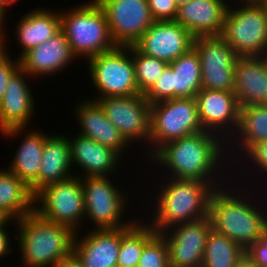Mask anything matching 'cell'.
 <instances>
[{
    "label": "cell",
    "mask_w": 267,
    "mask_h": 267,
    "mask_svg": "<svg viewBox=\"0 0 267 267\" xmlns=\"http://www.w3.org/2000/svg\"><path fill=\"white\" fill-rule=\"evenodd\" d=\"M226 146L218 135L202 131L166 143L148 161L163 166L164 171H168V178L197 179L217 188L227 183L224 180L226 172L221 169L229 165ZM221 177L224 182L220 181Z\"/></svg>",
    "instance_id": "cell-1"
},
{
    "label": "cell",
    "mask_w": 267,
    "mask_h": 267,
    "mask_svg": "<svg viewBox=\"0 0 267 267\" xmlns=\"http://www.w3.org/2000/svg\"><path fill=\"white\" fill-rule=\"evenodd\" d=\"M230 185L235 186L233 183H226L212 191L209 199V217L215 231L226 235L246 249L255 243L266 229L267 208L264 213V206L255 205L256 200H252L251 194L245 196L241 190L237 193L236 186L233 189Z\"/></svg>",
    "instance_id": "cell-2"
},
{
    "label": "cell",
    "mask_w": 267,
    "mask_h": 267,
    "mask_svg": "<svg viewBox=\"0 0 267 267\" xmlns=\"http://www.w3.org/2000/svg\"><path fill=\"white\" fill-rule=\"evenodd\" d=\"M23 267H55L73 253L75 231L33 210L15 223Z\"/></svg>",
    "instance_id": "cell-3"
},
{
    "label": "cell",
    "mask_w": 267,
    "mask_h": 267,
    "mask_svg": "<svg viewBox=\"0 0 267 267\" xmlns=\"http://www.w3.org/2000/svg\"><path fill=\"white\" fill-rule=\"evenodd\" d=\"M161 184L157 194L152 221L156 233L176 224L191 222L209 216V199L215 189L210 183L197 179H169ZM169 180V181H168Z\"/></svg>",
    "instance_id": "cell-4"
},
{
    "label": "cell",
    "mask_w": 267,
    "mask_h": 267,
    "mask_svg": "<svg viewBox=\"0 0 267 267\" xmlns=\"http://www.w3.org/2000/svg\"><path fill=\"white\" fill-rule=\"evenodd\" d=\"M60 18L61 30L77 59L82 57L88 60L116 47L110 36L105 12L96 0L61 10Z\"/></svg>",
    "instance_id": "cell-5"
},
{
    "label": "cell",
    "mask_w": 267,
    "mask_h": 267,
    "mask_svg": "<svg viewBox=\"0 0 267 267\" xmlns=\"http://www.w3.org/2000/svg\"><path fill=\"white\" fill-rule=\"evenodd\" d=\"M227 8L220 36L239 57L267 56V13L259 2ZM244 4V5H243Z\"/></svg>",
    "instance_id": "cell-6"
},
{
    "label": "cell",
    "mask_w": 267,
    "mask_h": 267,
    "mask_svg": "<svg viewBox=\"0 0 267 267\" xmlns=\"http://www.w3.org/2000/svg\"><path fill=\"white\" fill-rule=\"evenodd\" d=\"M149 158L168 142L204 131L196 97L173 98L151 105ZM152 145V146H151Z\"/></svg>",
    "instance_id": "cell-7"
},
{
    "label": "cell",
    "mask_w": 267,
    "mask_h": 267,
    "mask_svg": "<svg viewBox=\"0 0 267 267\" xmlns=\"http://www.w3.org/2000/svg\"><path fill=\"white\" fill-rule=\"evenodd\" d=\"M87 62L91 82L99 92V96L91 100L140 94L135 80L131 46H116L111 51L90 57Z\"/></svg>",
    "instance_id": "cell-8"
},
{
    "label": "cell",
    "mask_w": 267,
    "mask_h": 267,
    "mask_svg": "<svg viewBox=\"0 0 267 267\" xmlns=\"http://www.w3.org/2000/svg\"><path fill=\"white\" fill-rule=\"evenodd\" d=\"M109 178L110 176L81 177L85 219L88 218L94 224L92 229L95 230L124 228L135 220H121L128 207V198L124 191H120L122 188L113 184Z\"/></svg>",
    "instance_id": "cell-9"
},
{
    "label": "cell",
    "mask_w": 267,
    "mask_h": 267,
    "mask_svg": "<svg viewBox=\"0 0 267 267\" xmlns=\"http://www.w3.org/2000/svg\"><path fill=\"white\" fill-rule=\"evenodd\" d=\"M34 202V210L43 218L68 226L75 232L82 227L85 201L80 176L44 187L35 195Z\"/></svg>",
    "instance_id": "cell-10"
},
{
    "label": "cell",
    "mask_w": 267,
    "mask_h": 267,
    "mask_svg": "<svg viewBox=\"0 0 267 267\" xmlns=\"http://www.w3.org/2000/svg\"><path fill=\"white\" fill-rule=\"evenodd\" d=\"M193 47L200 56L202 89L234 92L235 63L239 57L220 36L195 37Z\"/></svg>",
    "instance_id": "cell-11"
},
{
    "label": "cell",
    "mask_w": 267,
    "mask_h": 267,
    "mask_svg": "<svg viewBox=\"0 0 267 267\" xmlns=\"http://www.w3.org/2000/svg\"><path fill=\"white\" fill-rule=\"evenodd\" d=\"M104 10L116 46H134L154 22L148 0H96Z\"/></svg>",
    "instance_id": "cell-12"
},
{
    "label": "cell",
    "mask_w": 267,
    "mask_h": 267,
    "mask_svg": "<svg viewBox=\"0 0 267 267\" xmlns=\"http://www.w3.org/2000/svg\"><path fill=\"white\" fill-rule=\"evenodd\" d=\"M109 121L120 131L129 144L149 143L151 105L143 94L104 97L96 100ZM143 142H142V141Z\"/></svg>",
    "instance_id": "cell-13"
},
{
    "label": "cell",
    "mask_w": 267,
    "mask_h": 267,
    "mask_svg": "<svg viewBox=\"0 0 267 267\" xmlns=\"http://www.w3.org/2000/svg\"><path fill=\"white\" fill-rule=\"evenodd\" d=\"M210 217L176 224L160 234L167 242L170 267H202Z\"/></svg>",
    "instance_id": "cell-14"
},
{
    "label": "cell",
    "mask_w": 267,
    "mask_h": 267,
    "mask_svg": "<svg viewBox=\"0 0 267 267\" xmlns=\"http://www.w3.org/2000/svg\"><path fill=\"white\" fill-rule=\"evenodd\" d=\"M196 100L203 130L221 136L226 143L230 141L237 131L240 117V105L234 92L201 89Z\"/></svg>",
    "instance_id": "cell-15"
},
{
    "label": "cell",
    "mask_w": 267,
    "mask_h": 267,
    "mask_svg": "<svg viewBox=\"0 0 267 267\" xmlns=\"http://www.w3.org/2000/svg\"><path fill=\"white\" fill-rule=\"evenodd\" d=\"M195 37L180 23L154 21L134 45L141 53L173 62L193 47Z\"/></svg>",
    "instance_id": "cell-16"
},
{
    "label": "cell",
    "mask_w": 267,
    "mask_h": 267,
    "mask_svg": "<svg viewBox=\"0 0 267 267\" xmlns=\"http://www.w3.org/2000/svg\"><path fill=\"white\" fill-rule=\"evenodd\" d=\"M136 221L138 219L129 226L119 229H91L81 238L76 232L73 253L84 267H116L121 237Z\"/></svg>",
    "instance_id": "cell-17"
},
{
    "label": "cell",
    "mask_w": 267,
    "mask_h": 267,
    "mask_svg": "<svg viewBox=\"0 0 267 267\" xmlns=\"http://www.w3.org/2000/svg\"><path fill=\"white\" fill-rule=\"evenodd\" d=\"M27 76L30 78L20 67L8 81L0 102V133L12 128H27L31 124L36 107Z\"/></svg>",
    "instance_id": "cell-18"
},
{
    "label": "cell",
    "mask_w": 267,
    "mask_h": 267,
    "mask_svg": "<svg viewBox=\"0 0 267 267\" xmlns=\"http://www.w3.org/2000/svg\"><path fill=\"white\" fill-rule=\"evenodd\" d=\"M76 58L64 32L60 30L44 43L29 50L19 60L20 67L30 77L37 78L56 75L70 63H74Z\"/></svg>",
    "instance_id": "cell-19"
},
{
    "label": "cell",
    "mask_w": 267,
    "mask_h": 267,
    "mask_svg": "<svg viewBox=\"0 0 267 267\" xmlns=\"http://www.w3.org/2000/svg\"><path fill=\"white\" fill-rule=\"evenodd\" d=\"M26 130L27 128H12L1 134L6 138L12 137L14 139V137L23 132H27L19 147L17 146L16 154H14L13 160L10 161L11 164L7 166V169L21 179L35 196L37 194V177L42 159L43 145L50 135H45L41 130Z\"/></svg>",
    "instance_id": "cell-20"
},
{
    "label": "cell",
    "mask_w": 267,
    "mask_h": 267,
    "mask_svg": "<svg viewBox=\"0 0 267 267\" xmlns=\"http://www.w3.org/2000/svg\"><path fill=\"white\" fill-rule=\"evenodd\" d=\"M68 140L72 165L79 166L84 174L75 173V176H110L118 169L121 156L111 148L80 133Z\"/></svg>",
    "instance_id": "cell-21"
},
{
    "label": "cell",
    "mask_w": 267,
    "mask_h": 267,
    "mask_svg": "<svg viewBox=\"0 0 267 267\" xmlns=\"http://www.w3.org/2000/svg\"><path fill=\"white\" fill-rule=\"evenodd\" d=\"M234 94L240 107L267 105V56L237 58Z\"/></svg>",
    "instance_id": "cell-22"
},
{
    "label": "cell",
    "mask_w": 267,
    "mask_h": 267,
    "mask_svg": "<svg viewBox=\"0 0 267 267\" xmlns=\"http://www.w3.org/2000/svg\"><path fill=\"white\" fill-rule=\"evenodd\" d=\"M228 1L190 0L178 7L175 21L194 37L218 36L222 32Z\"/></svg>",
    "instance_id": "cell-23"
},
{
    "label": "cell",
    "mask_w": 267,
    "mask_h": 267,
    "mask_svg": "<svg viewBox=\"0 0 267 267\" xmlns=\"http://www.w3.org/2000/svg\"><path fill=\"white\" fill-rule=\"evenodd\" d=\"M80 102L75 109L81 127L80 134L92 138L122 156L124 149L130 144L109 121L99 103L91 98Z\"/></svg>",
    "instance_id": "cell-24"
},
{
    "label": "cell",
    "mask_w": 267,
    "mask_h": 267,
    "mask_svg": "<svg viewBox=\"0 0 267 267\" xmlns=\"http://www.w3.org/2000/svg\"><path fill=\"white\" fill-rule=\"evenodd\" d=\"M71 153L68 136L50 135L43 145L42 159L37 177V193L44 187L67 180L71 174Z\"/></svg>",
    "instance_id": "cell-25"
},
{
    "label": "cell",
    "mask_w": 267,
    "mask_h": 267,
    "mask_svg": "<svg viewBox=\"0 0 267 267\" xmlns=\"http://www.w3.org/2000/svg\"><path fill=\"white\" fill-rule=\"evenodd\" d=\"M61 30L60 11L40 7L31 10L19 19L16 33L17 43L21 46L20 59L29 50L44 43Z\"/></svg>",
    "instance_id": "cell-26"
},
{
    "label": "cell",
    "mask_w": 267,
    "mask_h": 267,
    "mask_svg": "<svg viewBox=\"0 0 267 267\" xmlns=\"http://www.w3.org/2000/svg\"><path fill=\"white\" fill-rule=\"evenodd\" d=\"M30 188L8 169L0 170V210L10 219L19 220L34 210Z\"/></svg>",
    "instance_id": "cell-27"
},
{
    "label": "cell",
    "mask_w": 267,
    "mask_h": 267,
    "mask_svg": "<svg viewBox=\"0 0 267 267\" xmlns=\"http://www.w3.org/2000/svg\"><path fill=\"white\" fill-rule=\"evenodd\" d=\"M260 141H267V105L240 107L239 125L234 137L227 142V149L229 150L227 155L232 154L229 149L230 146H233L231 148L235 151L238 145L239 150L235 152L241 151L238 157V160L241 161L239 158L242 151L245 153L253 143ZM234 142L235 144H233ZM228 143L232 145H228ZM234 147L236 148L234 149Z\"/></svg>",
    "instance_id": "cell-28"
},
{
    "label": "cell",
    "mask_w": 267,
    "mask_h": 267,
    "mask_svg": "<svg viewBox=\"0 0 267 267\" xmlns=\"http://www.w3.org/2000/svg\"><path fill=\"white\" fill-rule=\"evenodd\" d=\"M172 67V99L196 97L202 89L200 56L192 47L169 63Z\"/></svg>",
    "instance_id": "cell-29"
},
{
    "label": "cell",
    "mask_w": 267,
    "mask_h": 267,
    "mask_svg": "<svg viewBox=\"0 0 267 267\" xmlns=\"http://www.w3.org/2000/svg\"><path fill=\"white\" fill-rule=\"evenodd\" d=\"M245 257V249L213 228L208 234L202 267H236Z\"/></svg>",
    "instance_id": "cell-30"
},
{
    "label": "cell",
    "mask_w": 267,
    "mask_h": 267,
    "mask_svg": "<svg viewBox=\"0 0 267 267\" xmlns=\"http://www.w3.org/2000/svg\"><path fill=\"white\" fill-rule=\"evenodd\" d=\"M138 219L121 237L117 265L137 267L144 246L157 234L151 225Z\"/></svg>",
    "instance_id": "cell-31"
},
{
    "label": "cell",
    "mask_w": 267,
    "mask_h": 267,
    "mask_svg": "<svg viewBox=\"0 0 267 267\" xmlns=\"http://www.w3.org/2000/svg\"><path fill=\"white\" fill-rule=\"evenodd\" d=\"M131 55L135 66V80L140 94L145 95L162 76L167 62L141 53L131 46Z\"/></svg>",
    "instance_id": "cell-32"
},
{
    "label": "cell",
    "mask_w": 267,
    "mask_h": 267,
    "mask_svg": "<svg viewBox=\"0 0 267 267\" xmlns=\"http://www.w3.org/2000/svg\"><path fill=\"white\" fill-rule=\"evenodd\" d=\"M137 267H170L168 245L160 233L144 246Z\"/></svg>",
    "instance_id": "cell-33"
},
{
    "label": "cell",
    "mask_w": 267,
    "mask_h": 267,
    "mask_svg": "<svg viewBox=\"0 0 267 267\" xmlns=\"http://www.w3.org/2000/svg\"><path fill=\"white\" fill-rule=\"evenodd\" d=\"M172 67L168 64L162 76L153 87L144 95L150 105L172 99Z\"/></svg>",
    "instance_id": "cell-34"
},
{
    "label": "cell",
    "mask_w": 267,
    "mask_h": 267,
    "mask_svg": "<svg viewBox=\"0 0 267 267\" xmlns=\"http://www.w3.org/2000/svg\"><path fill=\"white\" fill-rule=\"evenodd\" d=\"M245 152L246 153L242 154H245L246 160H249V162H246L247 164L249 163L248 169L251 168V165L253 166V168H251L253 171L258 167L257 169L260 170H257V173L260 174V172H264V174H266L265 177H267V141L253 143Z\"/></svg>",
    "instance_id": "cell-35"
},
{
    "label": "cell",
    "mask_w": 267,
    "mask_h": 267,
    "mask_svg": "<svg viewBox=\"0 0 267 267\" xmlns=\"http://www.w3.org/2000/svg\"><path fill=\"white\" fill-rule=\"evenodd\" d=\"M148 7L154 21H174L178 12L174 0H148Z\"/></svg>",
    "instance_id": "cell-36"
},
{
    "label": "cell",
    "mask_w": 267,
    "mask_h": 267,
    "mask_svg": "<svg viewBox=\"0 0 267 267\" xmlns=\"http://www.w3.org/2000/svg\"><path fill=\"white\" fill-rule=\"evenodd\" d=\"M245 256L257 267L267 262V227L259 235L256 242L245 249Z\"/></svg>",
    "instance_id": "cell-37"
},
{
    "label": "cell",
    "mask_w": 267,
    "mask_h": 267,
    "mask_svg": "<svg viewBox=\"0 0 267 267\" xmlns=\"http://www.w3.org/2000/svg\"><path fill=\"white\" fill-rule=\"evenodd\" d=\"M20 68V60L10 58L8 55L3 61L0 62V102L5 94L8 81L10 77Z\"/></svg>",
    "instance_id": "cell-38"
},
{
    "label": "cell",
    "mask_w": 267,
    "mask_h": 267,
    "mask_svg": "<svg viewBox=\"0 0 267 267\" xmlns=\"http://www.w3.org/2000/svg\"><path fill=\"white\" fill-rule=\"evenodd\" d=\"M15 224L16 220L9 219L3 226H0V258L6 257L9 252H12V247L10 248L11 239L9 238L8 231L5 226L10 222ZM9 222V223H8ZM6 255V256H5Z\"/></svg>",
    "instance_id": "cell-39"
},
{
    "label": "cell",
    "mask_w": 267,
    "mask_h": 267,
    "mask_svg": "<svg viewBox=\"0 0 267 267\" xmlns=\"http://www.w3.org/2000/svg\"><path fill=\"white\" fill-rule=\"evenodd\" d=\"M55 267H84L78 257L72 253L67 258L61 260Z\"/></svg>",
    "instance_id": "cell-40"
},
{
    "label": "cell",
    "mask_w": 267,
    "mask_h": 267,
    "mask_svg": "<svg viewBox=\"0 0 267 267\" xmlns=\"http://www.w3.org/2000/svg\"><path fill=\"white\" fill-rule=\"evenodd\" d=\"M6 33L4 31V26L0 27V62L3 61L8 56V51L6 52Z\"/></svg>",
    "instance_id": "cell-41"
},
{
    "label": "cell",
    "mask_w": 267,
    "mask_h": 267,
    "mask_svg": "<svg viewBox=\"0 0 267 267\" xmlns=\"http://www.w3.org/2000/svg\"><path fill=\"white\" fill-rule=\"evenodd\" d=\"M236 267H257L254 263H252L246 256L242 258V260L237 264Z\"/></svg>",
    "instance_id": "cell-42"
},
{
    "label": "cell",
    "mask_w": 267,
    "mask_h": 267,
    "mask_svg": "<svg viewBox=\"0 0 267 267\" xmlns=\"http://www.w3.org/2000/svg\"><path fill=\"white\" fill-rule=\"evenodd\" d=\"M6 12H7L6 9L0 3V27L4 26L3 23H4L5 19H6V17H5Z\"/></svg>",
    "instance_id": "cell-43"
},
{
    "label": "cell",
    "mask_w": 267,
    "mask_h": 267,
    "mask_svg": "<svg viewBox=\"0 0 267 267\" xmlns=\"http://www.w3.org/2000/svg\"><path fill=\"white\" fill-rule=\"evenodd\" d=\"M10 218L0 210V226H3Z\"/></svg>",
    "instance_id": "cell-44"
},
{
    "label": "cell",
    "mask_w": 267,
    "mask_h": 267,
    "mask_svg": "<svg viewBox=\"0 0 267 267\" xmlns=\"http://www.w3.org/2000/svg\"><path fill=\"white\" fill-rule=\"evenodd\" d=\"M15 1L17 0H0V3L2 6L6 9L8 6V9L10 8V5L15 4Z\"/></svg>",
    "instance_id": "cell-45"
},
{
    "label": "cell",
    "mask_w": 267,
    "mask_h": 267,
    "mask_svg": "<svg viewBox=\"0 0 267 267\" xmlns=\"http://www.w3.org/2000/svg\"><path fill=\"white\" fill-rule=\"evenodd\" d=\"M176 5L179 7L180 5L188 3L190 0H174Z\"/></svg>",
    "instance_id": "cell-46"
},
{
    "label": "cell",
    "mask_w": 267,
    "mask_h": 267,
    "mask_svg": "<svg viewBox=\"0 0 267 267\" xmlns=\"http://www.w3.org/2000/svg\"><path fill=\"white\" fill-rule=\"evenodd\" d=\"M261 4L264 6V8L266 9V13H267V0H264L261 2Z\"/></svg>",
    "instance_id": "cell-47"
},
{
    "label": "cell",
    "mask_w": 267,
    "mask_h": 267,
    "mask_svg": "<svg viewBox=\"0 0 267 267\" xmlns=\"http://www.w3.org/2000/svg\"><path fill=\"white\" fill-rule=\"evenodd\" d=\"M249 1H254V2H259V3H261V2L264 1V0H249Z\"/></svg>",
    "instance_id": "cell-48"
},
{
    "label": "cell",
    "mask_w": 267,
    "mask_h": 267,
    "mask_svg": "<svg viewBox=\"0 0 267 267\" xmlns=\"http://www.w3.org/2000/svg\"><path fill=\"white\" fill-rule=\"evenodd\" d=\"M259 267H267V262L264 265H260Z\"/></svg>",
    "instance_id": "cell-49"
}]
</instances>
